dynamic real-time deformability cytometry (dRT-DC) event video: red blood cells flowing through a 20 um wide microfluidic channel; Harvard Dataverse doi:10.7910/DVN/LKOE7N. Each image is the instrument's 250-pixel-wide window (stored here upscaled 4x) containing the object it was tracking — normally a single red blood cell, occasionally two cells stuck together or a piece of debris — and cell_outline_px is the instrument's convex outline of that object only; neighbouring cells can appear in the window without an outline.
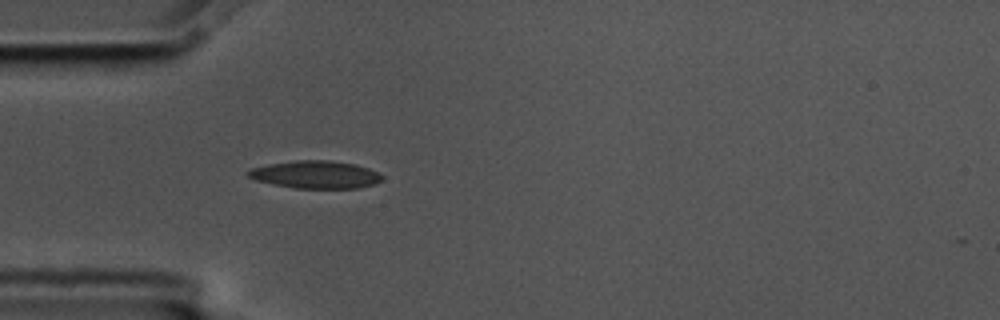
{"species": "common noctule bat (a hibernating species)", "species_latin": "Nyctalus noctula", "temperature_condition": "cold", "stored_images_in_passage": 41, "camera_frame_rate_fps": 3000, "um_per_image_px": 0.085, "animal": {"sex": "male", "body_mass_g": 17.5, "forearm_length_mm": 52.3}, "frame": {"image": 1, "passage_image": 1, "time_ms": 0.0, "image_size_px": [1000, 320], "cell_outline_px": [[380, 180], [372, 184], [360, 188], [296, 188], [256, 180], [248, 176], [244, 172], [248, 168], [268, 164], [296, 160], [328, 160], [356, 164], [368, 168], [376, 172], [380, 176]], "centroid_in_image_um": [26.75, 14.83], "position_along_channel_um": 58.3, "area_um2": 21.39}}
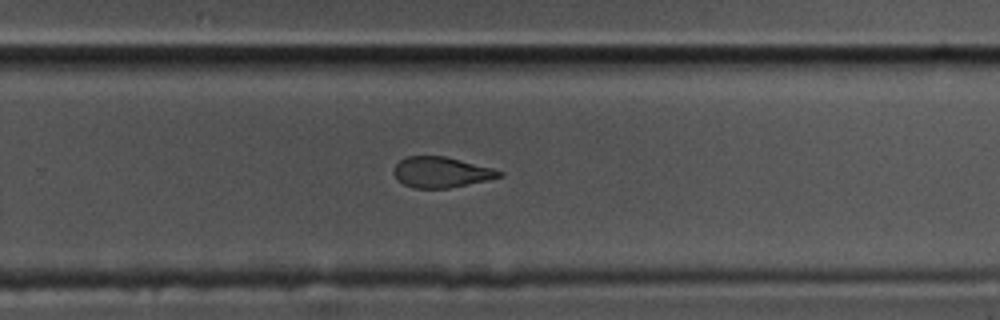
{"frame": {"image": 2, "passage_image": 21, "time_ms": 6.667, "image_size_px": [1000, 320], "cell_outline_px": [[504, 176], [468, 184], [448, 188], [416, 188], [404, 184], [396, 180], [392, 172], [392, 168], [400, 160], [408, 156], [444, 156], [492, 168], [504, 172]], "centroid_in_image_um": [37.46, 14.64], "position_along_channel_um": 292.3, "area_um2": 18.79}}
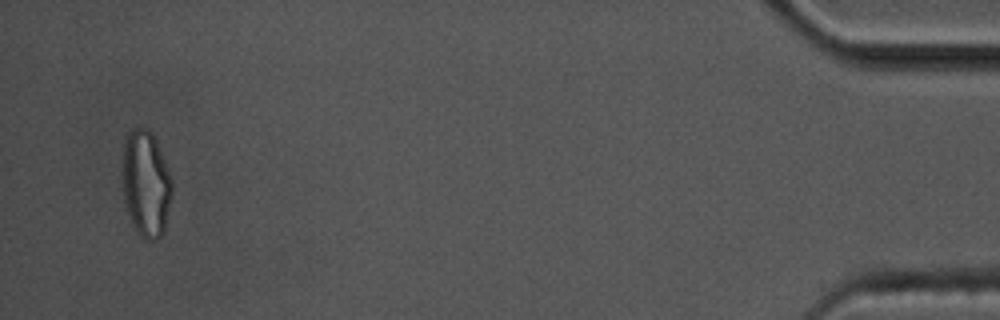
{"frame": {"image": 3, "passage_image": 39, "time_ms": 12.667, "image_size_px": [1000, 320], "cell_outline_px": [[172, 196], [164, 232], [156, 240], [144, 240], [136, 232], [132, 224], [124, 200], [124, 136], [132, 128], [148, 128], [152, 132], [156, 140], [168, 168], [172, 180]], "centroid_in_image_um": [12.43, 15.63], "position_along_channel_um": 422.8, "area_um2": 30.81}, "authors_computed_cell_mechanics": {"area_um2": 20.5768, "velocity_mm_per_s": 3.5609, "shape_relaxation_time_tau1_ms": 4.2462, "shape_relaxation_time_tau2_ms": 2.7143, "deformation_change_tau1": 0.1618, "deformation_change_tau2": 0.0966}}